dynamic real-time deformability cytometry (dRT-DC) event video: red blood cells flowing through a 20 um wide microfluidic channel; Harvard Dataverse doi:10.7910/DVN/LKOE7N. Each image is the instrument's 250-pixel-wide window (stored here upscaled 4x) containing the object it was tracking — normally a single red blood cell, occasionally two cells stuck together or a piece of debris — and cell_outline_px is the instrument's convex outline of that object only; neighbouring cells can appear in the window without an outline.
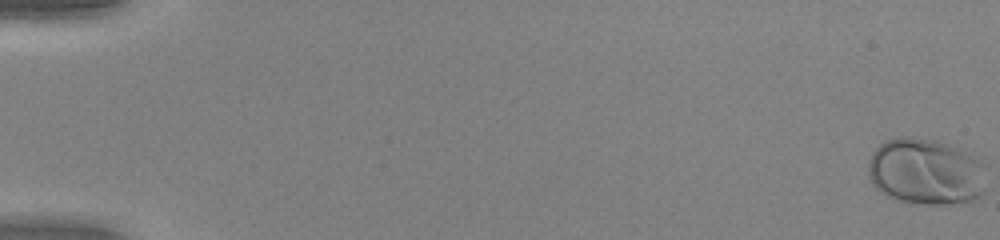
{"species": "human", "species_latin": "Homo sapiens", "temperature_condition": "warm", "stored_images_in_passage": 53, "camera_frame_rate_fps": 3000, "um_per_image_px": 0.085, "donor": {"sex": "female"}, "frame": {"image": 1, "passage_image": 1, "time_ms": 0.0, "image_size_px": [1000, 240], "cell_outline_px": [[984, 192], [980, 196], [972, 200], [948, 204], [928, 204], [900, 200], [888, 196], [880, 192], [872, 184], [868, 172], [868, 164], [872, 152], [884, 140], [900, 136], [912, 136], [936, 140], [948, 144], [964, 152], [984, 164]], "centroid_in_image_um": [78.65, 14.58], "position_along_channel_um": 6.3, "area_um2": 45.66}}
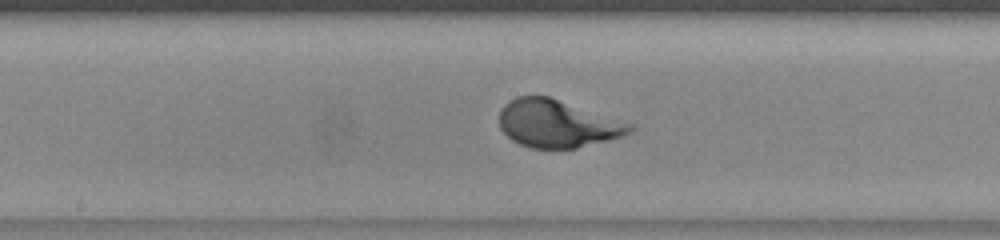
{"frame": {"image": 2, "passage_image": 30, "time_ms": 9.667, "image_size_px": [1000, 240], "cell_outline_px": [[636, 128], [632, 132], [608, 140], [576, 148], [528, 148], [512, 140], [500, 128], [500, 108], [504, 104], [516, 96], [548, 96], [636, 124]], "centroid_in_image_um": [47.4, 10.5], "position_along_channel_um": 200.8, "area_um2": 36.36}}
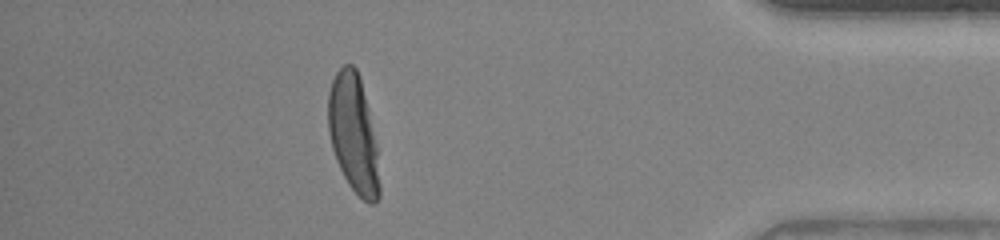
{"frame": {"image": 3, "passage_image": 48, "time_ms": 15.667, "image_size_px": [1000, 240], "cell_outline_px": [[380, 196], [372, 204], [368, 204], [348, 184], [336, 160], [332, 148], [328, 132], [328, 92], [332, 80], [336, 72], [344, 64], [352, 64], [356, 68], [360, 76], [368, 108], [376, 144], [380, 184]], "centroid_in_image_um": [30.03, 11.35], "position_along_channel_um": 405.2, "area_um2": 35.26}}